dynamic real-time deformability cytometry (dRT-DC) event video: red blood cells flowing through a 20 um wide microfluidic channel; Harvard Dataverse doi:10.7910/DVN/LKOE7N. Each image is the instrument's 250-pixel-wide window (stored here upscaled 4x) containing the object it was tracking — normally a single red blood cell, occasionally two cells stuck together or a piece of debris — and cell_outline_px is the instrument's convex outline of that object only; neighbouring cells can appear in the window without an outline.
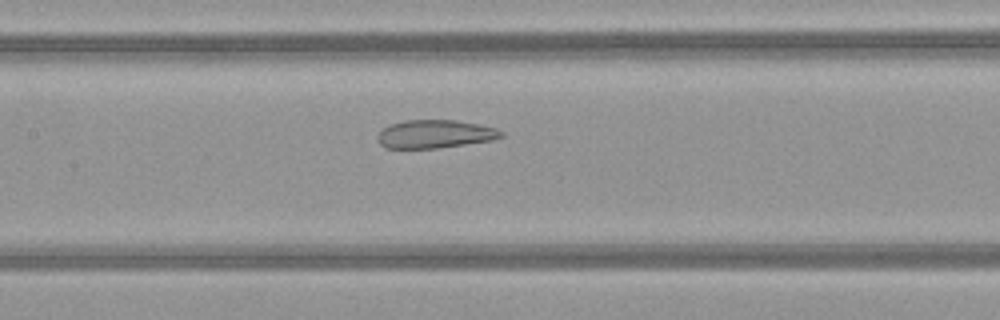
{"species": "common noctule bat (a hibernating species)", "species_latin": "Nyctalus noctula", "temperature_condition": "warm", "stored_images_in_passage": 37, "camera_frame_rate_fps": 3000, "um_per_image_px": 0.085, "animal": {"sex": "female", "body_mass_g": 21.9}, "frame": {"image": 1, "passage_image": 20, "time_ms": 6.333, "image_size_px": [1000, 320], "cell_outline_px": [[504, 136], [492, 140], [440, 148], [384, 148], [380, 144], [376, 136], [388, 124], [404, 120], [456, 120], [480, 124], [496, 128], [504, 132]], "centroid_in_image_um": [36.97, 11.39], "position_along_channel_um": 170.4, "area_um2": 20.52}}
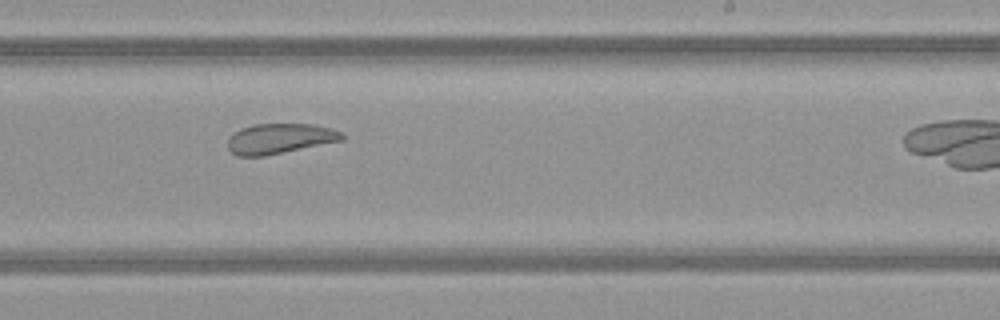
{"frame": {"image": 2, "passage_image": 27, "time_ms": 8.667, "image_size_px": [1000, 320], "cell_outline_px": [[344, 140], [264, 156], [236, 156], [228, 148], [228, 140], [240, 128], [252, 124], [312, 124], [332, 128], [344, 132]], "centroid_in_image_um": [23.81, 11.77], "position_along_channel_um": 265.2, "area_um2": 20.11}}
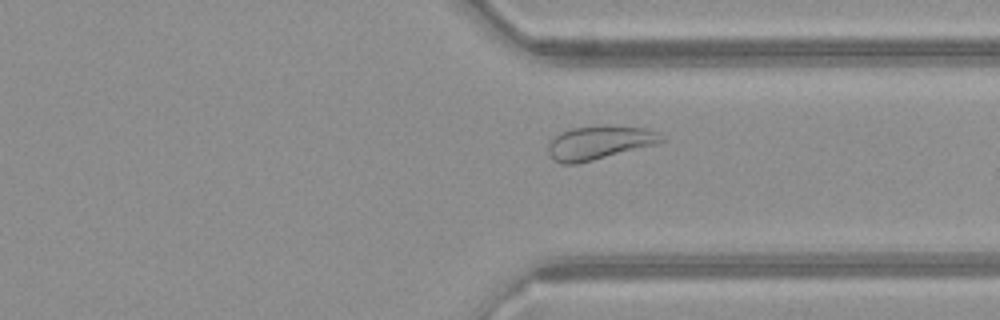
{"frame": {"image": 3, "passage_image": 34, "time_ms": 11.0, "image_size_px": [1000, 320], "cell_outline_px": [[668, 136], [660, 144], [576, 164], [564, 164], [552, 160], [548, 152], [548, 144], [560, 132], [572, 128], [608, 124], [648, 128]], "centroid_in_image_um": [51.03, 12.11], "position_along_channel_um": 360.4, "area_um2": 22.83}}